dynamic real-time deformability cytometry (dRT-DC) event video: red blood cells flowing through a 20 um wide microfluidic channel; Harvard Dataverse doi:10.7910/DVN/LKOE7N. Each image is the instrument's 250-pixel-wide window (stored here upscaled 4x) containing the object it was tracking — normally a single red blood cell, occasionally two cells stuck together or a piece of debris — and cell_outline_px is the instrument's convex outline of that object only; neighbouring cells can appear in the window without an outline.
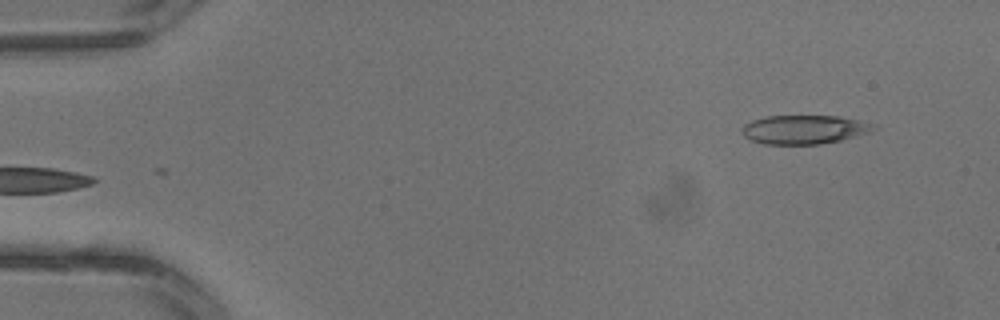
{"species": "common noctule bat (a hibernating species)", "species_latin": "Nyctalus noctula", "temperature_condition": "warm", "stored_images_in_passage": 3, "segment_of_instrument_passage": [2, 2], "camera_frame_rate_fps": 3000, "um_per_image_px": 0.085, "animal": {"sex": "male", "body_mass_g": 13.3}, "frame": {"image": 1, "passage_image": 3, "time_ms": 0.667, "image_size_px": [1000, 320], "cell_outline_px": [[876, 128], [868, 132], [840, 140], [820, 144], [764, 144], [752, 140], [744, 136], [740, 132], [740, 128], [744, 124], [752, 120], [768, 116], [836, 116], [860, 120], [872, 124]], "centroid_in_image_um": [68.29, 11.01], "position_along_channel_um": 16.7, "area_um2": 21.96}}